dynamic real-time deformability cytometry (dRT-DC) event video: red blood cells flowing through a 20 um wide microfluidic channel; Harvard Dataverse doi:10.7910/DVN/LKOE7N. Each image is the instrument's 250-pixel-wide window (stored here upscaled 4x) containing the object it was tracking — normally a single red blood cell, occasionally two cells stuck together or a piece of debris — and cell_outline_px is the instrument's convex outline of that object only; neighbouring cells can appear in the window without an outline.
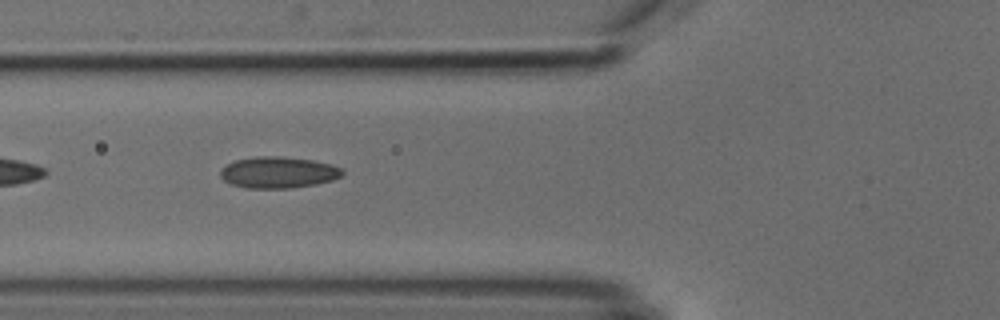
{"species": "common noctule bat (a hibernating species)", "species_latin": "Nyctalus noctula", "temperature_condition": "cold", "stored_images_in_passage": 6, "camera_frame_rate_fps": 3000, "um_per_image_px": 0.085, "animal": {"sex": "male", "body_mass_g": 18.8}, "frame": {"image": 1, "passage_image": 5, "time_ms": 4.667, "image_size_px": [1000, 320], "cell_outline_px": [[344, 172], [340, 176], [332, 180], [316, 184], [292, 188], [244, 188], [232, 184], [224, 180], [220, 176], [220, 168], [236, 160], [256, 156], [280, 156], [312, 160], [332, 164], [340, 168]], "centroid_in_image_um": [23.63, 14.65], "position_along_channel_um": 102.2, "area_um2": 22.31}}
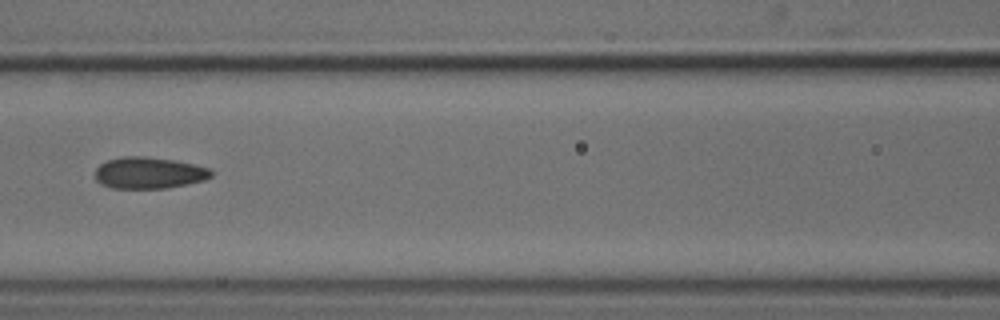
{"frame": {"image": 2, "passage_image": 6, "time_ms": 6.0, "image_size_px": [1000, 320], "cell_outline_px": [[212, 176], [204, 180], [168, 188], [112, 188], [100, 184], [96, 180], [96, 168], [100, 164], [108, 160], [120, 156], [144, 156], [172, 160], [212, 168]], "centroid_in_image_um": [12.65, 14.69], "position_along_channel_um": 154.0, "area_um2": 21.33}}